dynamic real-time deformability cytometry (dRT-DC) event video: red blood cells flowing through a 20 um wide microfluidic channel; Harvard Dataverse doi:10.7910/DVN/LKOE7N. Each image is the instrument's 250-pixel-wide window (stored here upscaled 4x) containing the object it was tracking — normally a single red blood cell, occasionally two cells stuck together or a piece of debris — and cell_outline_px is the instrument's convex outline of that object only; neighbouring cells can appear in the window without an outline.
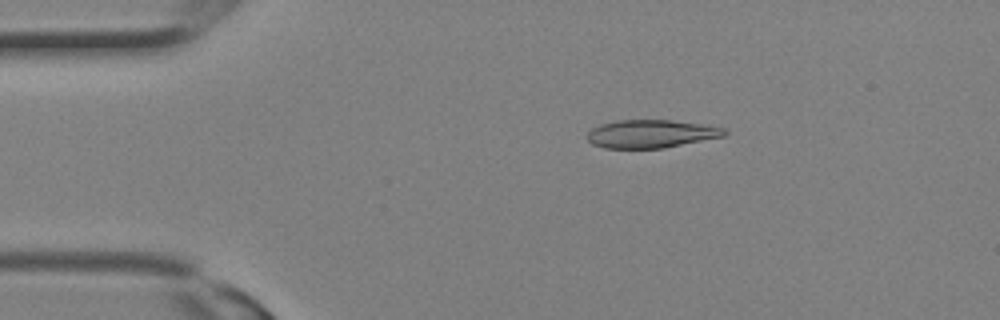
{"species": "Egyptian fruit bat (a non-hibernating species)", "species_latin": "Rousettus aegyptiacus", "temperature_condition": "room temperature", "stored_images_in_passage": 10, "camera_frame_rate_fps": 3000, "um_per_image_px": 0.085, "animal": {"sex": "female"}, "frame": {"image": 1, "passage_image": 3, "time_ms": 0.667, "image_size_px": [1000, 320], "cell_outline_px": [[728, 132], [724, 136], [664, 148], [604, 148], [592, 144], [588, 140], [588, 132], [592, 128], [600, 124], [616, 120], [668, 120], [704, 124], [724, 128]], "centroid_in_image_um": [55.33, 11.37], "position_along_channel_um": 29.7, "area_um2": 22.43}}
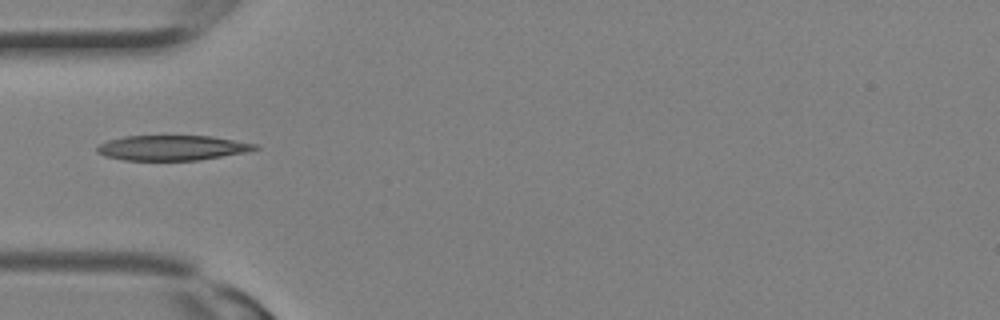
{"frame": {"image": 2, "passage_image": 7, "time_ms": 2.0, "image_size_px": [1000, 320], "cell_outline_px": [[260, 148], [248, 152], [200, 160], [124, 160], [104, 156], [96, 152], [96, 148], [100, 144], [108, 140], [124, 136], [212, 136], [260, 144]], "centroid_in_image_um": [14.68, 12.56], "position_along_channel_um": 70.3, "area_um2": 23.29}}
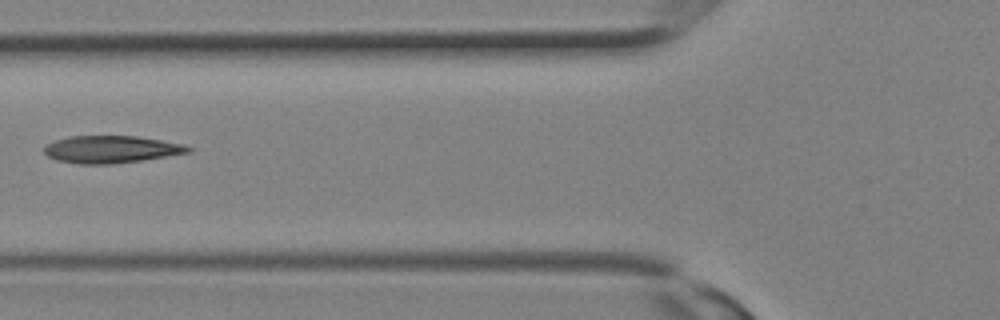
{"frame": {"image": 3, "passage_image": 9, "time_ms": 2.667, "image_size_px": [1000, 320], "cell_outline_px": [[192, 152], [140, 160], [112, 164], [80, 164], [56, 160], [48, 156], [44, 152], [44, 144], [68, 136], [136, 136], [184, 144], [192, 148]], "centroid_in_image_um": [9.42, 12.69], "position_along_channel_um": 116.4, "area_um2": 22.89}}